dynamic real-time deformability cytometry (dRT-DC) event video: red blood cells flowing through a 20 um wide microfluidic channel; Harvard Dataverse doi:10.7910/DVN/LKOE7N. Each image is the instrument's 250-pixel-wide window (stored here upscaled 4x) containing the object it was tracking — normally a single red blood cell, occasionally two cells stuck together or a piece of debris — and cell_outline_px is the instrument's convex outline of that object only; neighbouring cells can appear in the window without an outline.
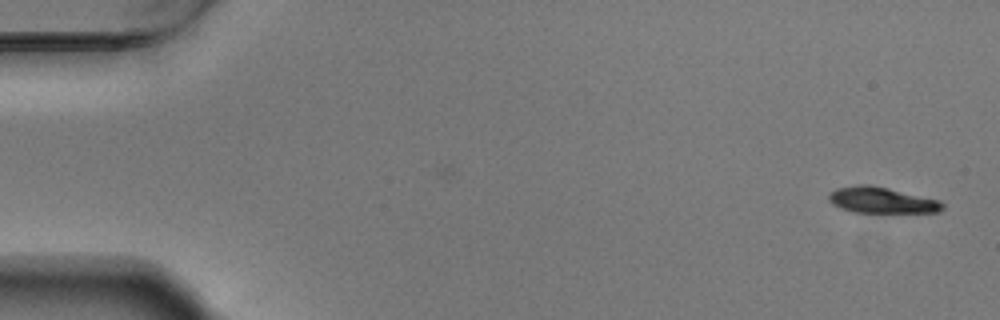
{"species": "Egyptian fruit bat (a non-hibernating species)", "species_latin": "Rousettus aegyptiacus", "temperature_condition": "warm", "stored_images_in_passage": 54, "camera_frame_rate_fps": 3000, "um_per_image_px": 0.085, "animal": {"sex": "male"}, "frame": {"image": 1, "passage_image": 1, "time_ms": 0.0, "image_size_px": [1000, 320], "cell_outline_px": [[944, 208], [940, 212], [852, 212], [840, 208], [832, 204], [828, 200], [828, 196], [836, 188], [860, 184], [868, 184], [888, 188], [940, 200], [944, 204]], "centroid_in_image_um": [74.94, 17.01], "position_along_channel_um": 10.1, "area_um2": 17.22}}
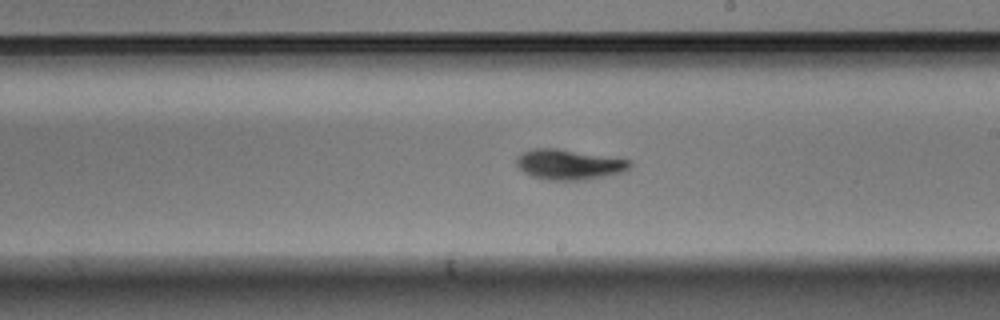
{"frame": {"image": 2, "passage_image": 31, "time_ms": 10.0, "image_size_px": [1000, 320], "cell_outline_px": [[632, 164], [628, 168], [620, 172], [604, 176], [584, 180], [548, 180], [532, 176], [524, 172], [516, 164], [516, 160], [524, 152], [536, 148], [556, 148], [632, 160]], "centroid_in_image_um": [48.37, 13.98], "position_along_channel_um": 240.6, "area_um2": 19.65}}
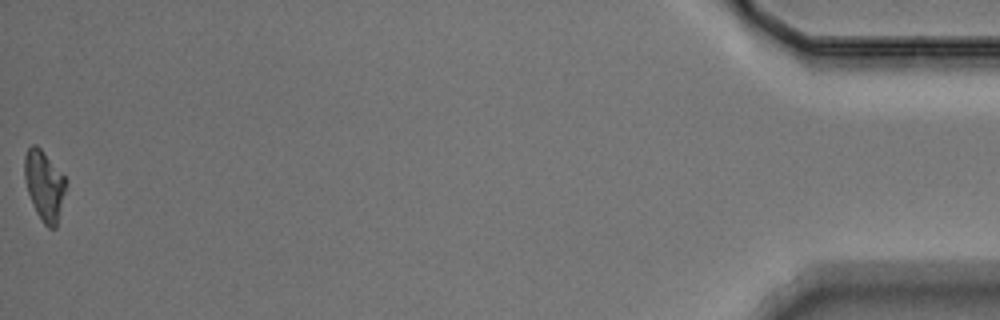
{"frame": {"image": 3, "passage_image": 54, "time_ms": 17.667, "image_size_px": [1000, 320], "cell_outline_px": [[68, 180], [56, 228], [48, 228], [44, 224], [36, 212], [28, 192], [24, 176], [24, 156], [28, 148], [32, 144], [36, 144], [40, 148]], "centroid_in_image_um": [3.77, 15.75], "position_along_channel_um": 431.4, "area_um2": 16.82}, "authors_computed_cell_mechanics": {"area_um2": 18.6983, "velocity_mm_per_s": 3.7155, "shape_relaxation_time_tau1_ms": 3.7413, "shape_relaxation_time_tau2_ms": 4.3061, "deformation_change_tau1": 0.1634, "deformation_change_tau2": 0.0809}}